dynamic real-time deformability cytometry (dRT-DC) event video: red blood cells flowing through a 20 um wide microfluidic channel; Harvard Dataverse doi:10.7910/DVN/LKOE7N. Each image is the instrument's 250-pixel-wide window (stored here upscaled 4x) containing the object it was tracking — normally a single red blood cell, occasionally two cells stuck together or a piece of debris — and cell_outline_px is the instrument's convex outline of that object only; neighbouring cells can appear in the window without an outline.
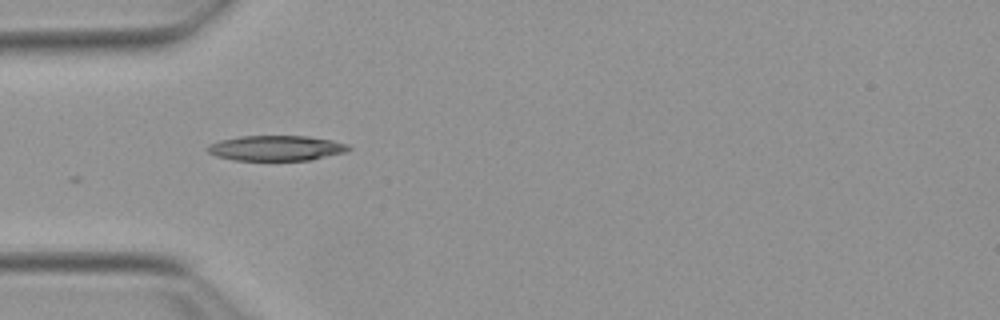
{"species": "Egyptian fruit bat (a non-hibernating species)", "species_latin": "Rousettus aegyptiacus", "temperature_condition": "warm", "stored_images_in_passage": 3, "camera_frame_rate_fps": 3000, "um_per_image_px": 0.085, "animal": {"sex": "female"}, "frame": {"image": 1, "passage_image": 1, "time_ms": 0.0, "image_size_px": [1000, 320], "cell_outline_px": [[352, 148], [348, 152], [312, 160], [236, 160], [216, 156], [208, 152], [208, 144], [220, 140], [240, 136], [308, 136], [332, 140], [348, 144]], "centroid_in_image_um": [23.53, 12.59], "position_along_channel_um": 61.5, "area_um2": 20.87}}